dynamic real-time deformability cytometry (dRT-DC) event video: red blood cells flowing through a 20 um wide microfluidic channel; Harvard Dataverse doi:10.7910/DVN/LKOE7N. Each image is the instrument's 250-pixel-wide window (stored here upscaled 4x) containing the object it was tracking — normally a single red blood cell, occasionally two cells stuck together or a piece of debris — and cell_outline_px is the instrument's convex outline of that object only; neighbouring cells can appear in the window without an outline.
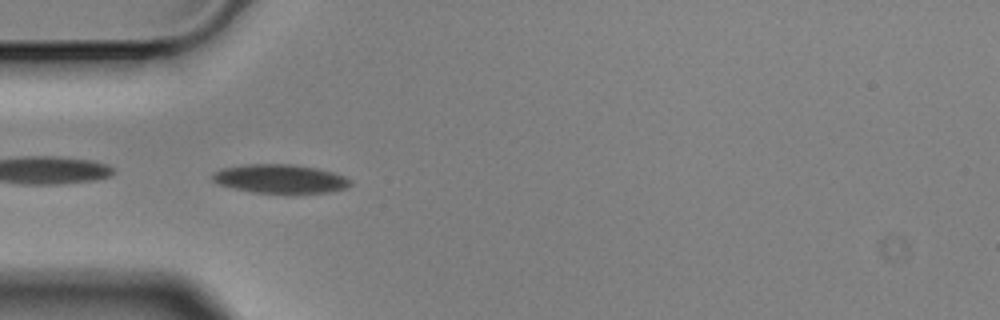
{"species": "Egyptian fruit bat (a non-hibernating species)", "species_latin": "Rousettus aegyptiacus", "temperature_condition": "cold", "stored_images_in_passage": 41, "camera_frame_rate_fps": 3000, "um_per_image_px": 0.085, "animal": {"sex": "male"}, "frame": {"image": 1, "passage_image": 1, "time_ms": 0.0, "image_size_px": [1000, 320], "cell_outline_px": [[352, 184], [344, 188], [324, 192], [252, 192], [220, 184], [212, 180], [212, 172], [220, 168], [248, 164], [292, 164], [316, 168], [332, 172], [344, 176], [352, 180]], "centroid_in_image_um": [23.78, 15.17], "position_along_channel_um": 61.2, "area_um2": 22.72}}
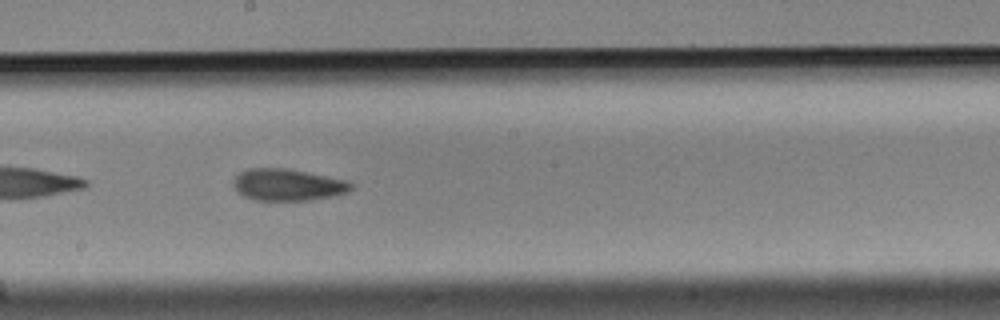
{"frame": {"image": 2, "passage_image": 15, "time_ms": 4.667, "image_size_px": [1000, 320], "cell_outline_px": [[356, 184], [348, 192], [332, 196], [308, 200], [256, 200], [244, 196], [232, 184], [232, 180], [240, 172], [248, 168], [288, 168], [348, 180]], "centroid_in_image_um": [24.49, 15.69], "position_along_channel_um": 223.7, "area_um2": 21.91}}
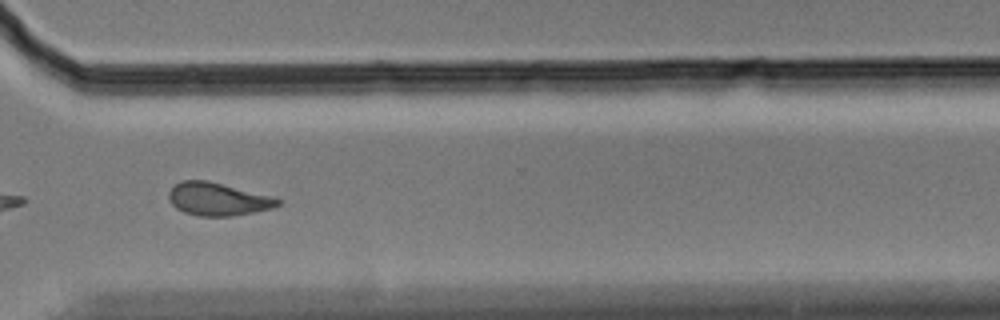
{"frame": {"image": 3, "passage_image": 26, "time_ms": 8.333, "image_size_px": [1000, 320], "cell_outline_px": [[280, 204], [272, 208], [232, 216], [200, 216], [184, 212], [176, 208], [168, 200], [168, 192], [180, 180], [208, 180], [272, 196], [280, 200]], "centroid_in_image_um": [18.48, 16.92], "position_along_channel_um": 352.1, "area_um2": 20.87}, "authors_computed_cell_mechanics": {"area_um2": 21.2704, "velocity_mm_per_s": 3.5006, "shape_relaxation_time_tau1_ms": null, "shape_relaxation_time_tau2_ms": 3.9136, "deformation_change_tau1": null, "deformation_change_tau2": 0.0942}}